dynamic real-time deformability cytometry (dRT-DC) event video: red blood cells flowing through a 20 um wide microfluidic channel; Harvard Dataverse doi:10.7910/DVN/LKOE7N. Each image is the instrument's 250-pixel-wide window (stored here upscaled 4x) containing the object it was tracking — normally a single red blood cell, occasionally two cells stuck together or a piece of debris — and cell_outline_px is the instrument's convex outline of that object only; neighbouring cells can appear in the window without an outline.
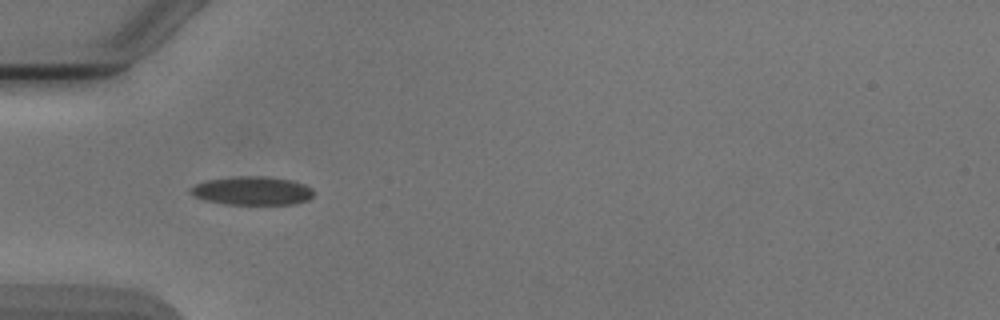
{"species": "Egyptian fruit bat (a non-hibernating species)", "species_latin": "Rousettus aegyptiacus", "temperature_condition": "cold", "stored_images_in_passage": 3, "camera_frame_rate_fps": 3000, "um_per_image_px": 0.085, "animal": {"sex": "male"}, "frame": {"image": 1, "passage_image": 1, "time_ms": 0.0, "image_size_px": [1000, 320], "cell_outline_px": [[312, 196], [308, 200], [296, 204], [224, 204], [204, 200], [192, 196], [188, 192], [188, 188], [196, 184], [208, 180], [236, 176], [264, 176], [292, 180], [304, 184], [312, 188]], "centroid_in_image_um": [21.4, 16.22], "position_along_channel_um": 63.6, "area_um2": 20.63}}
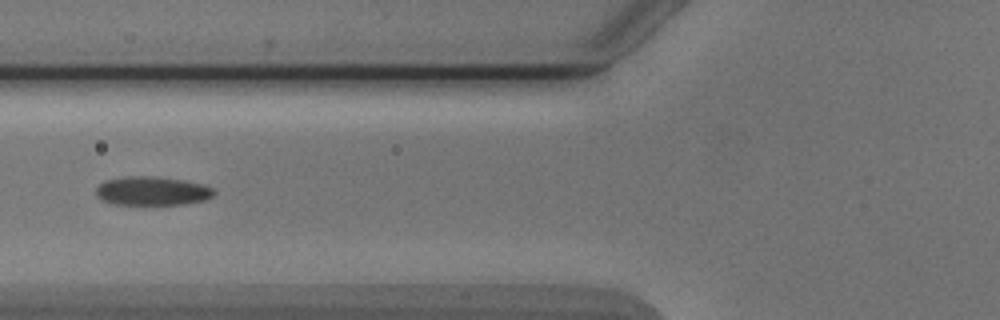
{"frame": {"image": 2, "passage_image": 2, "time_ms": 1.333, "image_size_px": [1000, 320], "cell_outline_px": [[216, 192], [212, 196], [204, 200], [184, 204], [112, 204], [96, 196], [96, 188], [100, 184], [108, 180], [128, 176], [152, 176], [184, 180], [204, 184], [212, 188]], "centroid_in_image_um": [12.96, 16.23], "position_along_channel_um": 112.8, "area_um2": 19.65}}
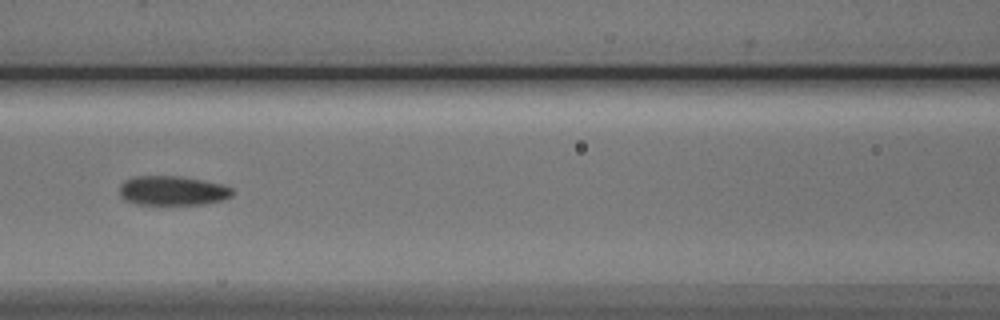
{"frame": {"image": 3, "passage_image": 3, "time_ms": 2.333, "image_size_px": [1000, 320], "cell_outline_px": [[232, 196], [224, 200], [204, 204], [136, 204], [124, 200], [120, 196], [120, 184], [124, 180], [132, 176], [180, 176], [220, 184], [232, 188]], "centroid_in_image_um": [14.62, 16.21], "position_along_channel_um": 152.0, "area_um2": 19.36}}